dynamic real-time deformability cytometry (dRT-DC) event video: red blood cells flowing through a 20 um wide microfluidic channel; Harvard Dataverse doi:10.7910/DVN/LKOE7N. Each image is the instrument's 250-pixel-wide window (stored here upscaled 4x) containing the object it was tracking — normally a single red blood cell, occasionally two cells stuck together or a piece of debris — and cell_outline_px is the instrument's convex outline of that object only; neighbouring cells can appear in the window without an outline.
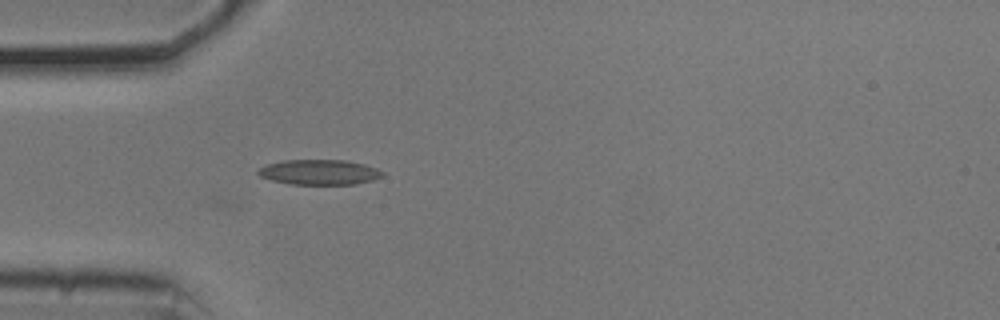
{"species": "common noctule bat (a hibernating species)", "species_latin": "Nyctalus noctula", "temperature_condition": "cold", "stored_images_in_passage": 7, "camera_frame_rate_fps": 3000, "um_per_image_px": 0.085, "animal": {"sex": "male", "body_mass_g": 20.5, "forearm_length_mm": 52.5}, "frame": {"image": 1, "passage_image": 7, "time_ms": 2.0, "image_size_px": [1000, 320], "cell_outline_px": [[384, 176], [372, 180], [356, 184], [292, 184], [272, 180], [260, 176], [256, 172], [260, 168], [268, 164], [284, 160], [344, 160], [364, 164], [376, 168], [384, 172]], "centroid_in_image_um": [27.17, 14.63], "position_along_channel_um": 57.8, "area_um2": 18.09}}